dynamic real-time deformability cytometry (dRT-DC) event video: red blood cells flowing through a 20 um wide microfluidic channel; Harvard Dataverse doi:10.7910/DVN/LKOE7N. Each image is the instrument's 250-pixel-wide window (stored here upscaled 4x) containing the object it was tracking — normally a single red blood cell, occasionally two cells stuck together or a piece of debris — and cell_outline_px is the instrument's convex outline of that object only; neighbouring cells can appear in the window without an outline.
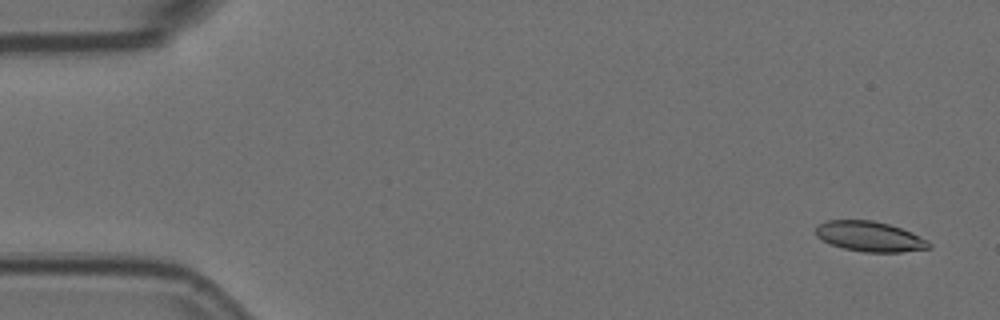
{"species": "Egyptian fruit bat (a non-hibernating species)", "species_latin": "Rousettus aegyptiacus", "temperature_condition": "room temperature", "stored_images_in_passage": 7, "camera_frame_rate_fps": 3000, "um_per_image_px": 0.085, "animal": {"sex": "female"}, "frame": {"image": 1, "passage_image": 1, "time_ms": 0.0, "image_size_px": [1000, 320], "cell_outline_px": [[932, 248], [900, 252], [864, 252], [844, 248], [832, 244], [816, 236], [816, 224], [828, 220], [872, 220], [888, 224], [912, 232], [928, 240], [932, 244]], "centroid_in_image_um": [73.95, 20.1], "position_along_channel_um": 11.0, "area_um2": 19.88}}
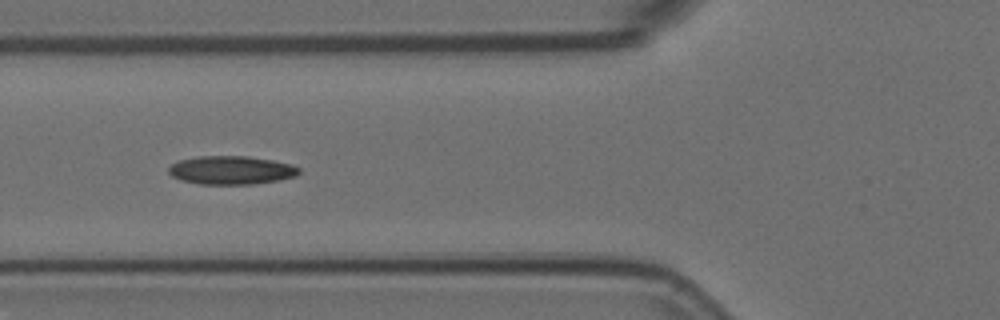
{"frame": {"image": 2, "passage_image": 5, "time_ms": 1.333, "image_size_px": [1000, 320], "cell_outline_px": [[300, 172], [296, 176], [280, 180], [256, 184], [200, 184], [180, 180], [172, 176], [168, 172], [168, 168], [172, 164], [180, 160], [200, 156], [248, 156], [272, 160], [292, 164], [300, 168]], "centroid_in_image_um": [19.68, 14.47], "position_along_channel_um": 106.1, "area_um2": 21.73}}
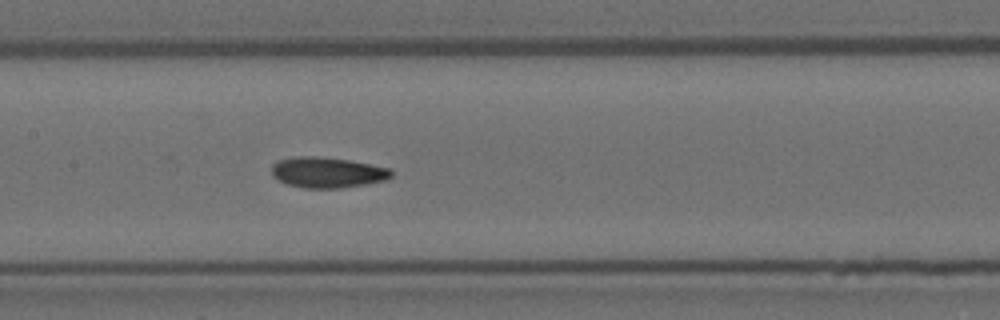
{"frame": {"image": 3, "passage_image": 7, "time_ms": 2.0, "image_size_px": [1000, 320], "cell_outline_px": [[392, 176], [388, 180], [364, 184], [336, 188], [304, 188], [288, 184], [276, 180], [272, 176], [272, 164], [280, 160], [296, 156], [320, 156], [348, 160], [392, 168]], "centroid_in_image_um": [27.83, 14.65], "position_along_channel_um": 179.6, "area_um2": 21.44}}